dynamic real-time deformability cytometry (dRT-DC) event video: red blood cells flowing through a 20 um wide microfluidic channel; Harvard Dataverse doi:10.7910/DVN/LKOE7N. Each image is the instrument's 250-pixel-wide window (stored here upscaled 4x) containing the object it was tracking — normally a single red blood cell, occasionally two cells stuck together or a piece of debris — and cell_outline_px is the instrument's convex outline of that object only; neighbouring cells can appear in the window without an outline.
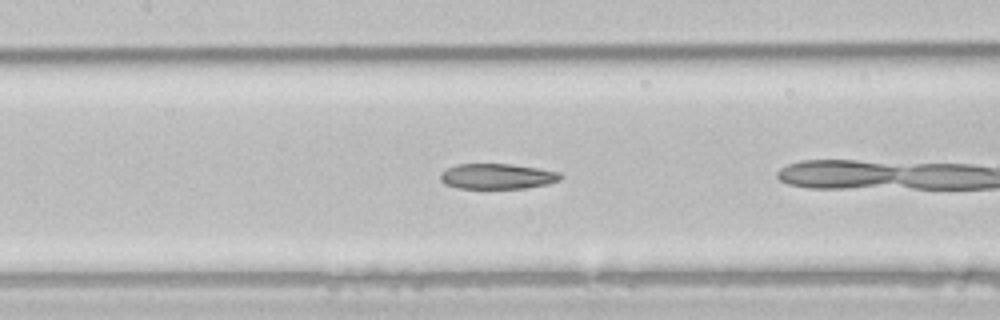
{"species": "common noctule bat (a hibernating species)", "species_latin": "Nyctalus noctula", "temperature_condition": "room temperature", "stored_images_in_passage": 23, "camera_frame_rate_fps": 3000, "um_per_image_px": 0.085, "animal": {"sex": "male", "body_mass_g": 21.5, "forearm_length_mm": 52.0}, "frame": {"image": 1, "passage_image": 7, "time_ms": 2.0, "image_size_px": [1000, 320], "cell_outline_px": [[564, 176], [560, 180], [548, 184], [524, 188], [456, 188], [444, 184], [440, 180], [440, 172], [456, 164], [512, 164], [560, 172]], "centroid_in_image_um": [42.25, 14.99], "position_along_channel_um": 165.1, "area_um2": 17.86}}
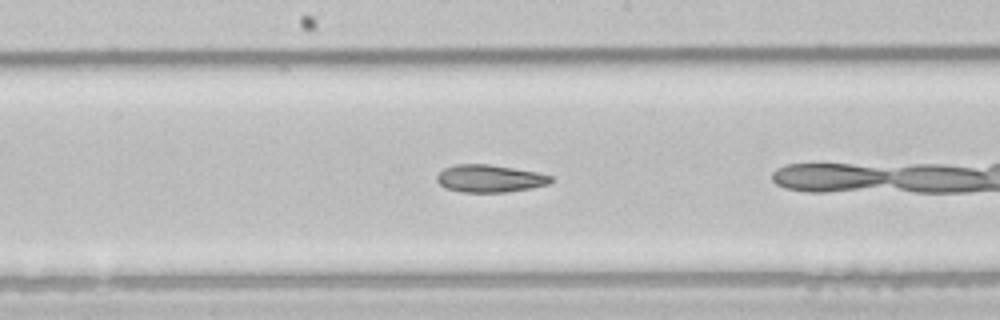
{"frame": {"image": 2, "passage_image": 10, "time_ms": 3.0, "image_size_px": [1000, 320], "cell_outline_px": [[552, 180], [548, 184], [532, 188], [504, 192], [460, 192], [444, 188], [436, 180], [436, 176], [444, 168], [456, 164], [488, 164], [536, 172], [552, 176]], "centroid_in_image_um": [41.59, 15.18], "position_along_channel_um": 206.6, "area_um2": 18.21}}